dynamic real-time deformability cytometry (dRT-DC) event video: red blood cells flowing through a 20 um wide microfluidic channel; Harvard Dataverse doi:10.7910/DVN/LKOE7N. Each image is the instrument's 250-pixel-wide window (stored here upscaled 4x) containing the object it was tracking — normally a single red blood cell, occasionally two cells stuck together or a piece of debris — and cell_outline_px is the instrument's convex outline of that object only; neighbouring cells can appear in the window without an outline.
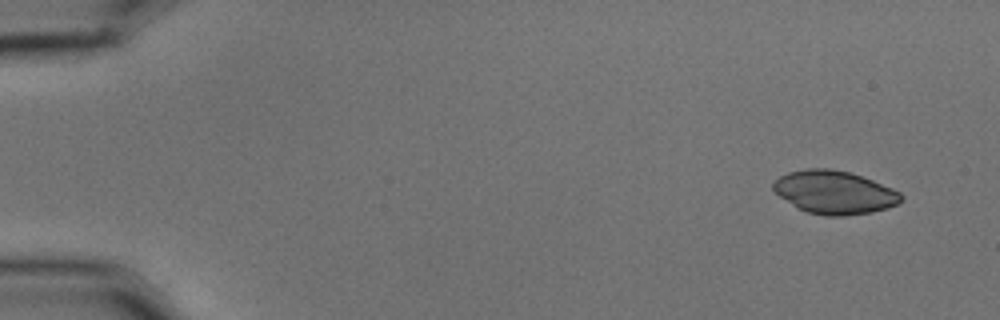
{"species": "common noctule bat (a hibernating species)", "species_latin": "Nyctalus noctula", "temperature_condition": "cold", "stored_images_in_passage": 4, "camera_frame_rate_fps": 3000, "um_per_image_px": 0.085, "animal": {"sex": "male", "body_mass_g": 15.6}, "frame": {"image": 1, "passage_image": 1, "time_ms": 0.0, "image_size_px": [1000, 320], "cell_outline_px": [[904, 200], [888, 208], [872, 212], [844, 216], [824, 216], [808, 212], [800, 208], [780, 196], [772, 188], [772, 184], [780, 176], [788, 172], [808, 168], [832, 168], [848, 172], [872, 180], [892, 188], [900, 192], [904, 196]], "centroid_in_image_um": [70.96, 16.34], "position_along_channel_um": 14.0, "area_um2": 32.02}}